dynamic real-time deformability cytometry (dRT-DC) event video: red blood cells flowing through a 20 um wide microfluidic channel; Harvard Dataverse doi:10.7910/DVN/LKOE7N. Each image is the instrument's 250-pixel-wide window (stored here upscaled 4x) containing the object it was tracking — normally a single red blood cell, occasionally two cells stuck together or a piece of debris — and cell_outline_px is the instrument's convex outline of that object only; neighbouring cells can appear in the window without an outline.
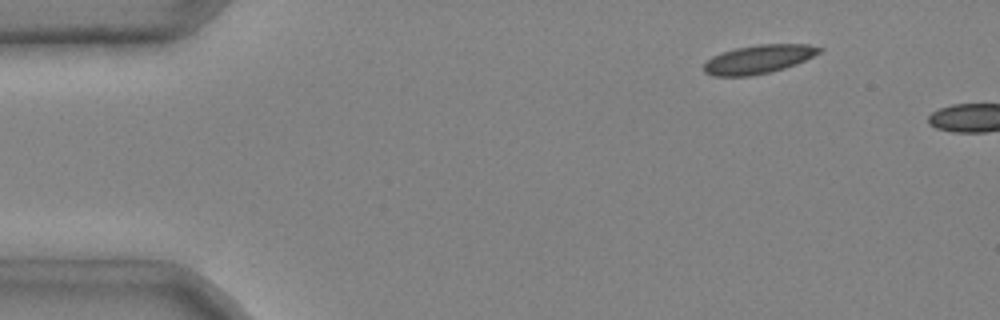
{"species": "common noctule bat (a hibernating species)", "species_latin": "Nyctalus noctula", "temperature_condition": "cold", "stored_images_in_passage": 3, "camera_frame_rate_fps": 3000, "um_per_image_px": 0.085, "animal": {"sex": "male", "body_mass_g": 20.4}, "frame": {"image": 1, "passage_image": 2, "time_ms": 0.333, "image_size_px": [1000, 320], "cell_outline_px": [[824, 48], [820, 52], [796, 64], [784, 68], [752, 76], [712, 76], [704, 72], [704, 64], [712, 56], [736, 48], [760, 44], [808, 44]], "centroid_in_image_um": [64.47, 5.03], "position_along_channel_um": 20.5, "area_um2": 19.07}}